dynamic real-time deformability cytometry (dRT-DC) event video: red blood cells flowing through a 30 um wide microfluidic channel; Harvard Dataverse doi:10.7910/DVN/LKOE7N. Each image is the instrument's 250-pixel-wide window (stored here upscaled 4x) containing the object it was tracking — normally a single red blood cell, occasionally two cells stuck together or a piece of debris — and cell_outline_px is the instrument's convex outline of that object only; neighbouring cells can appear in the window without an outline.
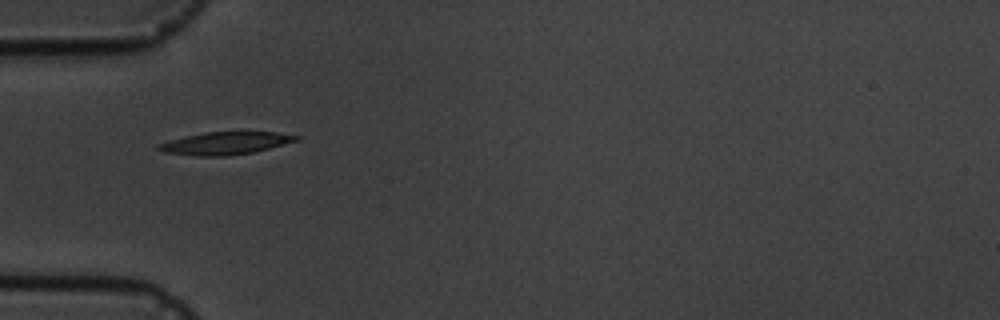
{"species": "common noctule bat (a hibernating species)", "species_latin": "Nyctalus noctula", "temperature_condition": "cold", "stored_images_in_passage": 1, "camera_frame_rate_fps": 3000, "um_per_image_px": 0.085, "animal": {"sex": "male", "body_mass_g": 19.5, "forearm_length_mm": 54.6}, "frame": {"image": 1, "passage_image": 1, "time_ms": 0.0, "image_size_px": [1000, 320], "cell_outline_px": [[300, 140], [256, 152], [224, 156], [196, 156], [164, 152], [156, 148], [156, 144], [168, 140], [184, 136], [204, 132], [276, 132], [300, 136]], "centroid_in_image_um": [19.15, 12.17], "position_along_channel_um": 65.9, "area_um2": 18.32}}